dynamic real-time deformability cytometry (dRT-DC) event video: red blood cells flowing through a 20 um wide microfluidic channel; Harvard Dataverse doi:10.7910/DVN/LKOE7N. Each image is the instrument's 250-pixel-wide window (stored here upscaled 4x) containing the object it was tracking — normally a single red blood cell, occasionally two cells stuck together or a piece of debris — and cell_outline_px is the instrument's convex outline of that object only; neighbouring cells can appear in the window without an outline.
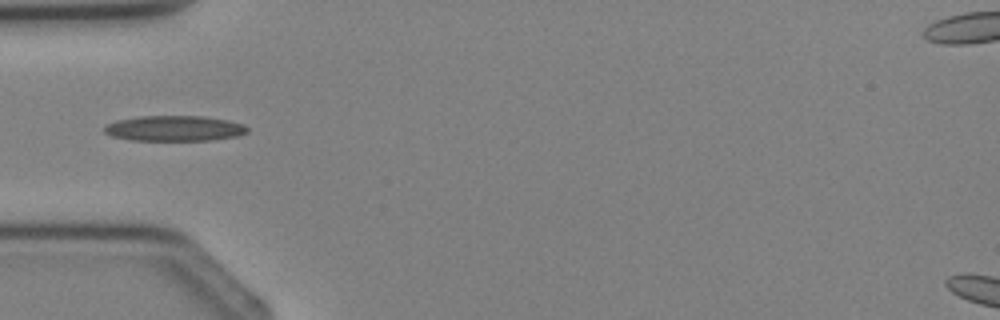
{"species": "Egyptian fruit bat (a non-hibernating species)", "species_latin": "Rousettus aegyptiacus", "temperature_condition": "cold", "stored_images_in_passage": 2, "camera_frame_rate_fps": 3000, "um_per_image_px": 0.085, "animal": {"sex": "female"}, "frame": {"image": 1, "passage_image": 2, "time_ms": 1.0, "image_size_px": [1000, 320], "cell_outline_px": [[248, 132], [236, 136], [212, 140], [128, 140], [112, 136], [104, 132], [104, 124], [116, 120], [140, 116], [204, 116], [228, 120], [244, 124], [248, 128]], "centroid_in_image_um": [14.8, 10.91], "position_along_channel_um": 70.2, "area_um2": 21.33}}